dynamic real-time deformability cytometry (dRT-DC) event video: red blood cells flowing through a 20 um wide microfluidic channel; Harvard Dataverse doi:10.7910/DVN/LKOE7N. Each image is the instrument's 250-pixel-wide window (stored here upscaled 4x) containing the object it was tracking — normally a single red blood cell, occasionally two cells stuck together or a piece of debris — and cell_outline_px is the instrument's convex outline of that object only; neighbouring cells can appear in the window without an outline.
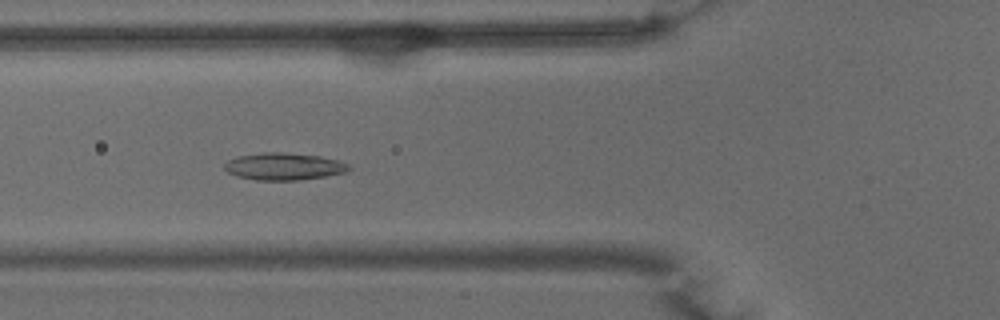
{"species": "common noctule bat (a hibernating species)", "species_latin": "Nyctalus noctula", "temperature_condition": "warm", "stored_images_in_passage": 53, "camera_frame_rate_fps": 3000, "um_per_image_px": 0.085, "animal": {"sex": "male", "body_mass_g": 15.6}, "frame": {"image": 1, "passage_image": 20, "time_ms": 6.333, "image_size_px": [1000, 320], "cell_outline_px": [[352, 168], [348, 172], [300, 180], [256, 180], [236, 176], [228, 172], [224, 168], [224, 164], [228, 160], [240, 156], [264, 152], [284, 152], [320, 156], [336, 160], [348, 164]], "centroid_in_image_um": [24.14, 14.15], "position_along_channel_um": 101.7, "area_um2": 19.65}}
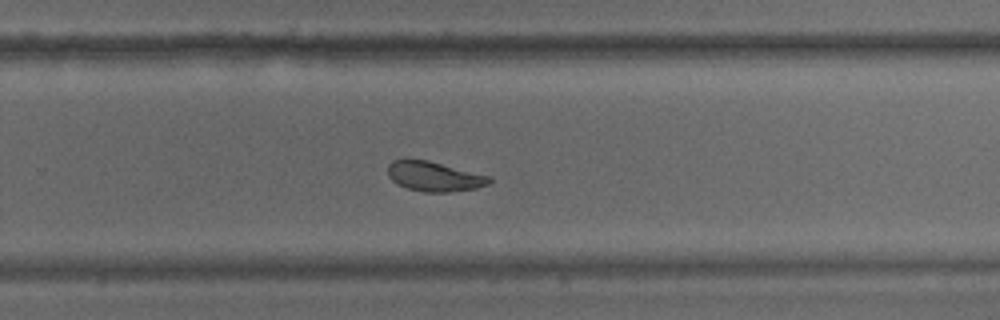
{"frame": {"image": 2, "passage_image": 35, "time_ms": 11.333, "image_size_px": [1000, 320], "cell_outline_px": [[492, 180], [488, 184], [476, 188], [448, 192], [424, 192], [408, 188], [396, 184], [388, 176], [388, 164], [392, 160], [404, 156], [408, 156], [428, 160], [492, 176]], "centroid_in_image_um": [36.86, 14.95], "position_along_channel_um": 292.9, "area_um2": 18.21}}
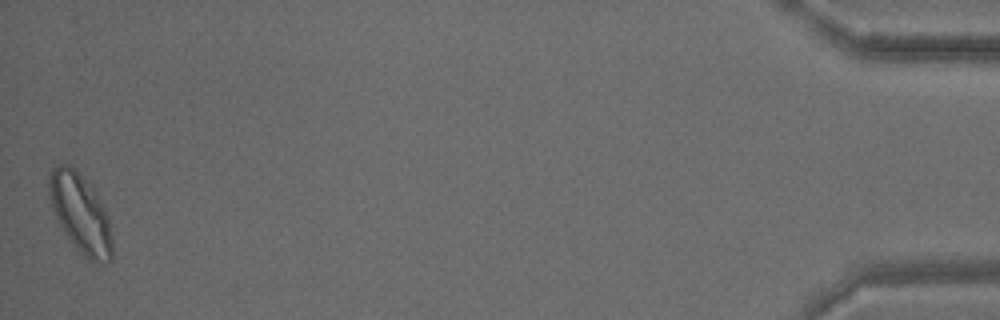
{"frame": {"image": 3, "passage_image": 53, "time_ms": 17.333, "image_size_px": [1000, 320], "cell_outline_px": [[112, 260], [108, 264], [104, 264], [88, 260], [72, 244], [60, 224], [52, 208], [48, 192], [48, 176], [52, 168], [60, 164], [72, 164], [96, 192], [108, 216], [112, 236]], "centroid_in_image_um": [6.85, 18.14], "position_along_channel_um": 428.4, "area_um2": 29.3}, "authors_computed_cell_mechanics": {"area_um2": 19.9988, "velocity_mm_per_s": 3.8243, "shape_relaxation_time_tau1_ms": 3.9784, "shape_relaxation_time_tau2_ms": 2.7985, "deformation_change_tau1": 0.1362, "deformation_change_tau2": 0.0776}}